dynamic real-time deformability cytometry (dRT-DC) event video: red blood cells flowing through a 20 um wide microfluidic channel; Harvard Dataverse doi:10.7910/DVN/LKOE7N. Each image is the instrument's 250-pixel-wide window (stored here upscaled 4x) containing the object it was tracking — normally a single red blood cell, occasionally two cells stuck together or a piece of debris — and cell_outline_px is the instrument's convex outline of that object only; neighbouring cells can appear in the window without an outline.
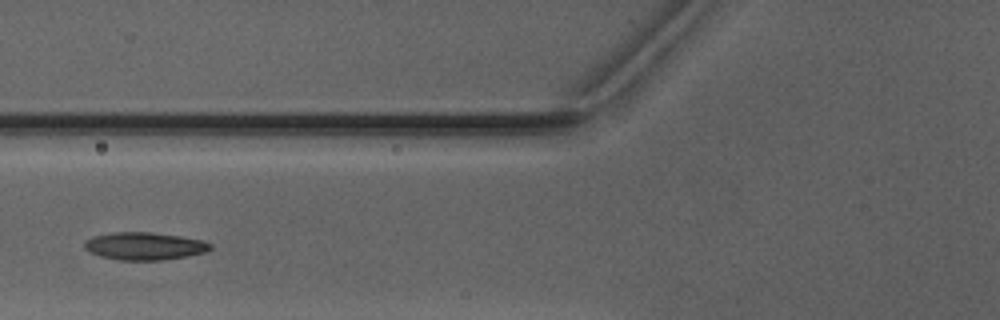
{"species": "Egyptian fruit bat (a non-hibernating species)", "species_latin": "Rousettus aegyptiacus", "temperature_condition": "warm", "stored_images_in_passage": 5, "camera_frame_rate_fps": 3000, "um_per_image_px": 0.085, "animal": {"sex": "male"}, "frame": {"image": 1, "passage_image": 5, "time_ms": 6.667, "image_size_px": [1000, 320], "cell_outline_px": [[212, 248], [208, 252], [160, 260], [120, 260], [100, 256], [88, 252], [84, 248], [84, 244], [92, 236], [112, 232], [152, 232], [180, 236], [204, 240], [212, 244]], "centroid_in_image_um": [12.29, 20.91], "position_along_channel_um": 113.5, "area_um2": 20.35}}